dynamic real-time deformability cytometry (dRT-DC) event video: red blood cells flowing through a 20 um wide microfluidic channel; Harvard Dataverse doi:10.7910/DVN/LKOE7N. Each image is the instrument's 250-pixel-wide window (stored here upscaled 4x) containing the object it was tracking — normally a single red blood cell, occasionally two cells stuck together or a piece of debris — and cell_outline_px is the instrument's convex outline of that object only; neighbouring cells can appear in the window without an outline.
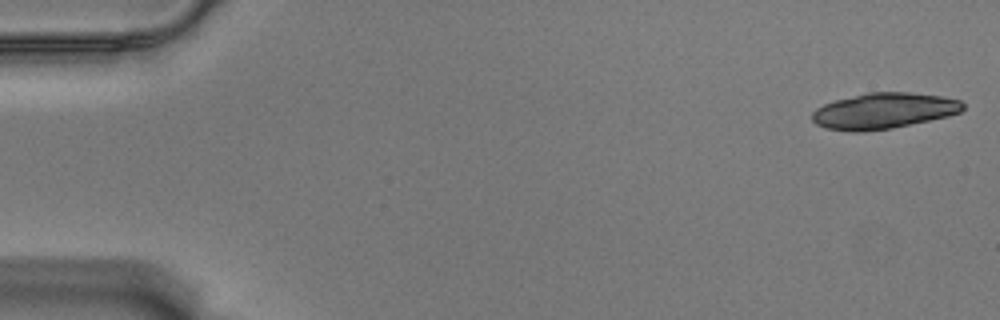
{"species": "Egyptian fruit bat (a non-hibernating species)", "species_latin": "Rousettus aegyptiacus", "temperature_condition": "warm", "stored_images_in_passage": 19, "camera_frame_rate_fps": 3000, "um_per_image_px": 0.085, "animal": {"sex": "male"}, "frame": {"image": 1, "passage_image": 1, "time_ms": 0.0, "image_size_px": [1000, 320], "cell_outline_px": [[964, 108], [960, 112], [948, 116], [892, 128], [860, 132], [848, 132], [824, 128], [816, 124], [812, 120], [812, 112], [816, 108], [824, 104], [836, 100], [868, 92], [912, 92], [940, 96], [960, 100], [964, 104]], "centroid_in_image_um": [75.09, 9.43], "position_along_channel_um": 9.9, "area_um2": 31.56}}
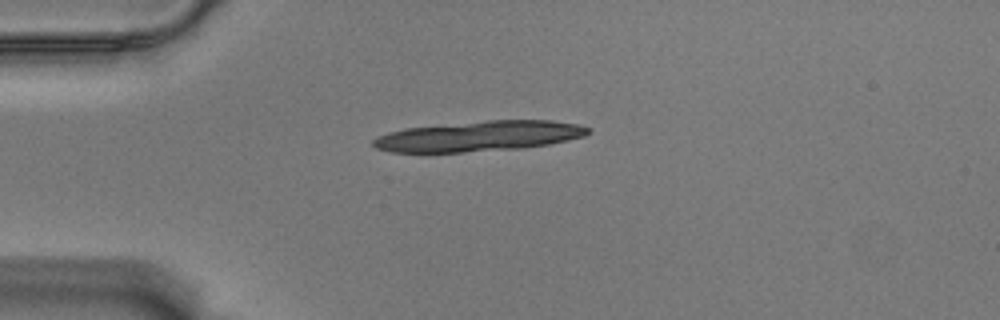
{"frame": {"image": 2, "passage_image": 14, "time_ms": 4.333, "image_size_px": [1000, 320], "cell_outline_px": [[592, 132], [584, 136], [568, 140], [548, 144], [524, 148], [460, 152], [392, 152], [376, 148], [372, 144], [372, 140], [376, 136], [388, 132], [404, 128], [488, 120], [552, 120], [580, 124], [588, 128]], "centroid_in_image_um": [40.72, 11.57], "position_along_channel_um": 44.3, "area_um2": 38.03}}